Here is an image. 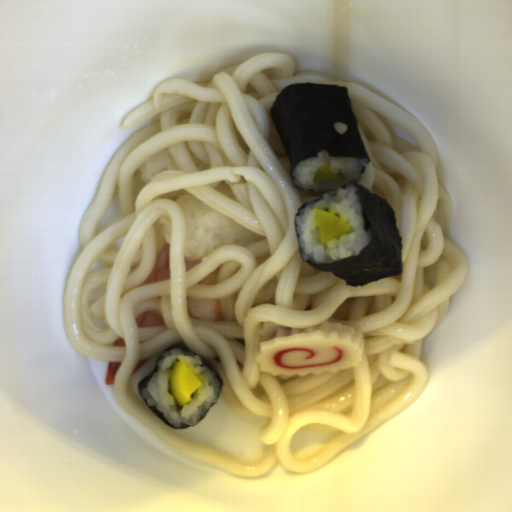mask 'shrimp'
I'll return each mask as SVG.
<instances>
[{
  "label": "shrimp",
  "instance_id": "2",
  "mask_svg": "<svg viewBox=\"0 0 512 512\" xmlns=\"http://www.w3.org/2000/svg\"><path fill=\"white\" fill-rule=\"evenodd\" d=\"M160 280H170V242L163 245L156 253L155 263L151 273L139 286Z\"/></svg>",
  "mask_w": 512,
  "mask_h": 512
},
{
  "label": "shrimp",
  "instance_id": "1",
  "mask_svg": "<svg viewBox=\"0 0 512 512\" xmlns=\"http://www.w3.org/2000/svg\"><path fill=\"white\" fill-rule=\"evenodd\" d=\"M188 317L207 322L220 321L224 318L221 300L187 298Z\"/></svg>",
  "mask_w": 512,
  "mask_h": 512
}]
</instances>
